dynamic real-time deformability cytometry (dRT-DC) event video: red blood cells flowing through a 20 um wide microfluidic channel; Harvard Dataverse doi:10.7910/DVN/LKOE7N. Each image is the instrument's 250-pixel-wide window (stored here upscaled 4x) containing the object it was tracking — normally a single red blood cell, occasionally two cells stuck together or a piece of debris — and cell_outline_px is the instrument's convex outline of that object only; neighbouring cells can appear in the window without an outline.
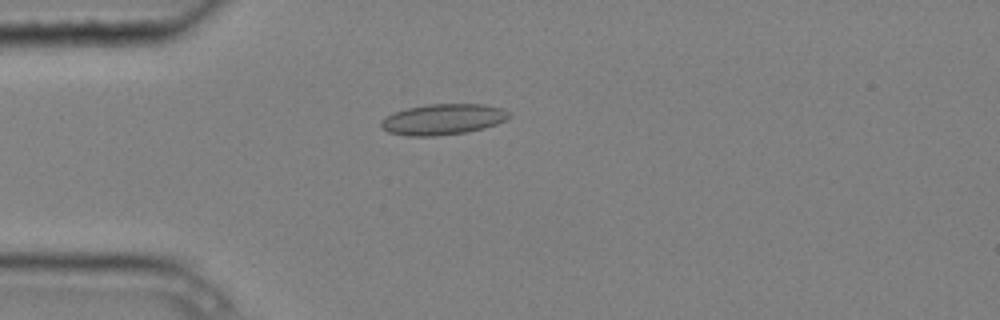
{"species": "common noctule bat (a hibernating species)", "species_latin": "Nyctalus noctula", "temperature_condition": "cold", "stored_images_in_passage": 2, "camera_frame_rate_fps": 3000, "um_per_image_px": 0.085, "animal": {"sex": "male", "body_mass_g": 20.4}, "frame": {"image": 1, "passage_image": 2, "time_ms": 0.333, "image_size_px": [1000, 320], "cell_outline_px": [[512, 116], [508, 120], [484, 128], [464, 132], [436, 136], [408, 136], [388, 132], [380, 128], [380, 120], [384, 116], [392, 112], [408, 108], [428, 104], [484, 104], [500, 108], [508, 112]], "centroid_in_image_um": [37.61, 10.14], "position_along_channel_um": 47.4, "area_um2": 23.18}}